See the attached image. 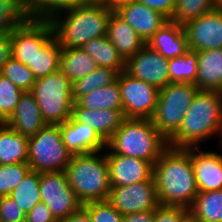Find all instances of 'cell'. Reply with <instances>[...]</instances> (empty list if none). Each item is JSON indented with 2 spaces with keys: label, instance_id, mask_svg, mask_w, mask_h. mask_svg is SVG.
<instances>
[{
  "label": "cell",
  "instance_id": "6da1fadb",
  "mask_svg": "<svg viewBox=\"0 0 222 222\" xmlns=\"http://www.w3.org/2000/svg\"><path fill=\"white\" fill-rule=\"evenodd\" d=\"M153 179L159 204L189 208L199 193L191 148L168 146L154 163Z\"/></svg>",
  "mask_w": 222,
  "mask_h": 222
},
{
  "label": "cell",
  "instance_id": "7a4b0ae2",
  "mask_svg": "<svg viewBox=\"0 0 222 222\" xmlns=\"http://www.w3.org/2000/svg\"><path fill=\"white\" fill-rule=\"evenodd\" d=\"M222 139V92L198 90L178 131L168 140L173 148L200 147L212 138Z\"/></svg>",
  "mask_w": 222,
  "mask_h": 222
},
{
  "label": "cell",
  "instance_id": "3957f363",
  "mask_svg": "<svg viewBox=\"0 0 222 222\" xmlns=\"http://www.w3.org/2000/svg\"><path fill=\"white\" fill-rule=\"evenodd\" d=\"M112 12L106 4L76 5L50 20L54 37L62 48H81L92 39L107 36V23Z\"/></svg>",
  "mask_w": 222,
  "mask_h": 222
},
{
  "label": "cell",
  "instance_id": "277c9868",
  "mask_svg": "<svg viewBox=\"0 0 222 222\" xmlns=\"http://www.w3.org/2000/svg\"><path fill=\"white\" fill-rule=\"evenodd\" d=\"M168 147V140L155 128L151 119L126 118L106 141V150L139 158L153 165Z\"/></svg>",
  "mask_w": 222,
  "mask_h": 222
},
{
  "label": "cell",
  "instance_id": "5b68a950",
  "mask_svg": "<svg viewBox=\"0 0 222 222\" xmlns=\"http://www.w3.org/2000/svg\"><path fill=\"white\" fill-rule=\"evenodd\" d=\"M101 152L72 155L65 169L68 183L82 204L108 199L109 167L105 151Z\"/></svg>",
  "mask_w": 222,
  "mask_h": 222
},
{
  "label": "cell",
  "instance_id": "8992f818",
  "mask_svg": "<svg viewBox=\"0 0 222 222\" xmlns=\"http://www.w3.org/2000/svg\"><path fill=\"white\" fill-rule=\"evenodd\" d=\"M46 124L59 125L72 116V82L59 69L36 79L30 91Z\"/></svg>",
  "mask_w": 222,
  "mask_h": 222
},
{
  "label": "cell",
  "instance_id": "52a82bcc",
  "mask_svg": "<svg viewBox=\"0 0 222 222\" xmlns=\"http://www.w3.org/2000/svg\"><path fill=\"white\" fill-rule=\"evenodd\" d=\"M198 92L194 83H169L159 90L157 106L151 121L169 140L180 128L193 98Z\"/></svg>",
  "mask_w": 222,
  "mask_h": 222
},
{
  "label": "cell",
  "instance_id": "ba28073f",
  "mask_svg": "<svg viewBox=\"0 0 222 222\" xmlns=\"http://www.w3.org/2000/svg\"><path fill=\"white\" fill-rule=\"evenodd\" d=\"M71 157L63 143L59 125L46 124L28 138V164L32 171L65 172Z\"/></svg>",
  "mask_w": 222,
  "mask_h": 222
},
{
  "label": "cell",
  "instance_id": "9c48e42d",
  "mask_svg": "<svg viewBox=\"0 0 222 222\" xmlns=\"http://www.w3.org/2000/svg\"><path fill=\"white\" fill-rule=\"evenodd\" d=\"M117 81L125 118L151 119L156 110L159 89L126 71L119 73Z\"/></svg>",
  "mask_w": 222,
  "mask_h": 222
},
{
  "label": "cell",
  "instance_id": "30bf717a",
  "mask_svg": "<svg viewBox=\"0 0 222 222\" xmlns=\"http://www.w3.org/2000/svg\"><path fill=\"white\" fill-rule=\"evenodd\" d=\"M39 187L41 201L57 221L65 219L83 206L70 187L65 172H41Z\"/></svg>",
  "mask_w": 222,
  "mask_h": 222
},
{
  "label": "cell",
  "instance_id": "8fae6325",
  "mask_svg": "<svg viewBox=\"0 0 222 222\" xmlns=\"http://www.w3.org/2000/svg\"><path fill=\"white\" fill-rule=\"evenodd\" d=\"M10 37L12 57L28 67L37 52L54 37V32L50 21L29 19L17 26Z\"/></svg>",
  "mask_w": 222,
  "mask_h": 222
},
{
  "label": "cell",
  "instance_id": "7c38bea8",
  "mask_svg": "<svg viewBox=\"0 0 222 222\" xmlns=\"http://www.w3.org/2000/svg\"><path fill=\"white\" fill-rule=\"evenodd\" d=\"M107 201L121 215L154 210L159 205L154 180L111 186Z\"/></svg>",
  "mask_w": 222,
  "mask_h": 222
},
{
  "label": "cell",
  "instance_id": "4fadbf2b",
  "mask_svg": "<svg viewBox=\"0 0 222 222\" xmlns=\"http://www.w3.org/2000/svg\"><path fill=\"white\" fill-rule=\"evenodd\" d=\"M191 51L222 48V10L217 8L183 25Z\"/></svg>",
  "mask_w": 222,
  "mask_h": 222
},
{
  "label": "cell",
  "instance_id": "5bb4252c",
  "mask_svg": "<svg viewBox=\"0 0 222 222\" xmlns=\"http://www.w3.org/2000/svg\"><path fill=\"white\" fill-rule=\"evenodd\" d=\"M125 71L159 90L170 83L168 60L147 44L126 61Z\"/></svg>",
  "mask_w": 222,
  "mask_h": 222
},
{
  "label": "cell",
  "instance_id": "9a60e30c",
  "mask_svg": "<svg viewBox=\"0 0 222 222\" xmlns=\"http://www.w3.org/2000/svg\"><path fill=\"white\" fill-rule=\"evenodd\" d=\"M109 167L110 186H127L137 182L154 180L153 164L149 161L125 155L105 152Z\"/></svg>",
  "mask_w": 222,
  "mask_h": 222
},
{
  "label": "cell",
  "instance_id": "2e32d148",
  "mask_svg": "<svg viewBox=\"0 0 222 222\" xmlns=\"http://www.w3.org/2000/svg\"><path fill=\"white\" fill-rule=\"evenodd\" d=\"M59 126L63 143L72 155L106 151V141L91 126L72 116Z\"/></svg>",
  "mask_w": 222,
  "mask_h": 222
},
{
  "label": "cell",
  "instance_id": "e0dca14e",
  "mask_svg": "<svg viewBox=\"0 0 222 222\" xmlns=\"http://www.w3.org/2000/svg\"><path fill=\"white\" fill-rule=\"evenodd\" d=\"M114 12L127 22L145 43L169 21L159 11L151 9L138 1L125 4Z\"/></svg>",
  "mask_w": 222,
  "mask_h": 222
},
{
  "label": "cell",
  "instance_id": "ac0fdd59",
  "mask_svg": "<svg viewBox=\"0 0 222 222\" xmlns=\"http://www.w3.org/2000/svg\"><path fill=\"white\" fill-rule=\"evenodd\" d=\"M191 160L199 192L222 190V154L191 147Z\"/></svg>",
  "mask_w": 222,
  "mask_h": 222
},
{
  "label": "cell",
  "instance_id": "d6986e66",
  "mask_svg": "<svg viewBox=\"0 0 222 222\" xmlns=\"http://www.w3.org/2000/svg\"><path fill=\"white\" fill-rule=\"evenodd\" d=\"M5 124L12 130L28 138L32 137L46 125L37 101L30 91L22 93L17 107Z\"/></svg>",
  "mask_w": 222,
  "mask_h": 222
},
{
  "label": "cell",
  "instance_id": "ffe728a7",
  "mask_svg": "<svg viewBox=\"0 0 222 222\" xmlns=\"http://www.w3.org/2000/svg\"><path fill=\"white\" fill-rule=\"evenodd\" d=\"M72 117L91 126L107 141L126 119L123 110L116 109H88L73 103Z\"/></svg>",
  "mask_w": 222,
  "mask_h": 222
},
{
  "label": "cell",
  "instance_id": "44dd1931",
  "mask_svg": "<svg viewBox=\"0 0 222 222\" xmlns=\"http://www.w3.org/2000/svg\"><path fill=\"white\" fill-rule=\"evenodd\" d=\"M165 59H173L189 51L183 25L168 21L146 43Z\"/></svg>",
  "mask_w": 222,
  "mask_h": 222
},
{
  "label": "cell",
  "instance_id": "7402d4cb",
  "mask_svg": "<svg viewBox=\"0 0 222 222\" xmlns=\"http://www.w3.org/2000/svg\"><path fill=\"white\" fill-rule=\"evenodd\" d=\"M107 38L114 44L125 61L146 45L136 31L114 11L108 19Z\"/></svg>",
  "mask_w": 222,
  "mask_h": 222
},
{
  "label": "cell",
  "instance_id": "603a6c76",
  "mask_svg": "<svg viewBox=\"0 0 222 222\" xmlns=\"http://www.w3.org/2000/svg\"><path fill=\"white\" fill-rule=\"evenodd\" d=\"M198 90L222 92V48L197 51Z\"/></svg>",
  "mask_w": 222,
  "mask_h": 222
},
{
  "label": "cell",
  "instance_id": "cb8c5ba5",
  "mask_svg": "<svg viewBox=\"0 0 222 222\" xmlns=\"http://www.w3.org/2000/svg\"><path fill=\"white\" fill-rule=\"evenodd\" d=\"M28 163V137L0 123V165Z\"/></svg>",
  "mask_w": 222,
  "mask_h": 222
},
{
  "label": "cell",
  "instance_id": "d4e9b609",
  "mask_svg": "<svg viewBox=\"0 0 222 222\" xmlns=\"http://www.w3.org/2000/svg\"><path fill=\"white\" fill-rule=\"evenodd\" d=\"M81 48L94 59L98 67L111 68L119 73L126 70V61L107 36L92 39Z\"/></svg>",
  "mask_w": 222,
  "mask_h": 222
},
{
  "label": "cell",
  "instance_id": "484cf974",
  "mask_svg": "<svg viewBox=\"0 0 222 222\" xmlns=\"http://www.w3.org/2000/svg\"><path fill=\"white\" fill-rule=\"evenodd\" d=\"M97 68L98 64L82 48H62L60 70L72 83Z\"/></svg>",
  "mask_w": 222,
  "mask_h": 222
},
{
  "label": "cell",
  "instance_id": "4316f807",
  "mask_svg": "<svg viewBox=\"0 0 222 222\" xmlns=\"http://www.w3.org/2000/svg\"><path fill=\"white\" fill-rule=\"evenodd\" d=\"M197 222H222V190L199 192L188 208Z\"/></svg>",
  "mask_w": 222,
  "mask_h": 222
},
{
  "label": "cell",
  "instance_id": "83f0119b",
  "mask_svg": "<svg viewBox=\"0 0 222 222\" xmlns=\"http://www.w3.org/2000/svg\"><path fill=\"white\" fill-rule=\"evenodd\" d=\"M78 106L88 109H116L123 110L121 89L118 81L97 88L90 93L81 96L76 102Z\"/></svg>",
  "mask_w": 222,
  "mask_h": 222
},
{
  "label": "cell",
  "instance_id": "f1b7e54d",
  "mask_svg": "<svg viewBox=\"0 0 222 222\" xmlns=\"http://www.w3.org/2000/svg\"><path fill=\"white\" fill-rule=\"evenodd\" d=\"M40 172L30 171L9 195L26 214L38 203L40 196Z\"/></svg>",
  "mask_w": 222,
  "mask_h": 222
},
{
  "label": "cell",
  "instance_id": "f546056e",
  "mask_svg": "<svg viewBox=\"0 0 222 222\" xmlns=\"http://www.w3.org/2000/svg\"><path fill=\"white\" fill-rule=\"evenodd\" d=\"M62 47L53 37L40 52H37L32 64L28 68L36 79L45 77L60 69Z\"/></svg>",
  "mask_w": 222,
  "mask_h": 222
},
{
  "label": "cell",
  "instance_id": "4dcf8cb0",
  "mask_svg": "<svg viewBox=\"0 0 222 222\" xmlns=\"http://www.w3.org/2000/svg\"><path fill=\"white\" fill-rule=\"evenodd\" d=\"M119 72L111 68L98 67L92 71L89 75L77 79L72 83V97L76 102L81 96H84L91 91L105 87L118 78Z\"/></svg>",
  "mask_w": 222,
  "mask_h": 222
},
{
  "label": "cell",
  "instance_id": "1f68e13d",
  "mask_svg": "<svg viewBox=\"0 0 222 222\" xmlns=\"http://www.w3.org/2000/svg\"><path fill=\"white\" fill-rule=\"evenodd\" d=\"M29 19L26 3L22 0H0V36L11 34Z\"/></svg>",
  "mask_w": 222,
  "mask_h": 222
},
{
  "label": "cell",
  "instance_id": "d6a6232c",
  "mask_svg": "<svg viewBox=\"0 0 222 222\" xmlns=\"http://www.w3.org/2000/svg\"><path fill=\"white\" fill-rule=\"evenodd\" d=\"M168 69L170 83L189 82L195 84L198 74L197 52L189 50L182 56L169 59Z\"/></svg>",
  "mask_w": 222,
  "mask_h": 222
},
{
  "label": "cell",
  "instance_id": "836d02e7",
  "mask_svg": "<svg viewBox=\"0 0 222 222\" xmlns=\"http://www.w3.org/2000/svg\"><path fill=\"white\" fill-rule=\"evenodd\" d=\"M81 3V0H29L26 9L31 20L50 21L59 13Z\"/></svg>",
  "mask_w": 222,
  "mask_h": 222
},
{
  "label": "cell",
  "instance_id": "e575fe53",
  "mask_svg": "<svg viewBox=\"0 0 222 222\" xmlns=\"http://www.w3.org/2000/svg\"><path fill=\"white\" fill-rule=\"evenodd\" d=\"M217 9L215 0H176L169 21L184 25L199 16Z\"/></svg>",
  "mask_w": 222,
  "mask_h": 222
},
{
  "label": "cell",
  "instance_id": "d590c367",
  "mask_svg": "<svg viewBox=\"0 0 222 222\" xmlns=\"http://www.w3.org/2000/svg\"><path fill=\"white\" fill-rule=\"evenodd\" d=\"M0 74L8 78L24 92L31 91L36 81L32 71L13 57L3 65Z\"/></svg>",
  "mask_w": 222,
  "mask_h": 222
},
{
  "label": "cell",
  "instance_id": "8d00e7d4",
  "mask_svg": "<svg viewBox=\"0 0 222 222\" xmlns=\"http://www.w3.org/2000/svg\"><path fill=\"white\" fill-rule=\"evenodd\" d=\"M23 92L0 74V123H5L11 117Z\"/></svg>",
  "mask_w": 222,
  "mask_h": 222
},
{
  "label": "cell",
  "instance_id": "74e56055",
  "mask_svg": "<svg viewBox=\"0 0 222 222\" xmlns=\"http://www.w3.org/2000/svg\"><path fill=\"white\" fill-rule=\"evenodd\" d=\"M30 171L28 163L0 165V197L9 196Z\"/></svg>",
  "mask_w": 222,
  "mask_h": 222
},
{
  "label": "cell",
  "instance_id": "f35d334b",
  "mask_svg": "<svg viewBox=\"0 0 222 222\" xmlns=\"http://www.w3.org/2000/svg\"><path fill=\"white\" fill-rule=\"evenodd\" d=\"M82 207L89 213L92 222H123V215L107 200L88 202Z\"/></svg>",
  "mask_w": 222,
  "mask_h": 222
},
{
  "label": "cell",
  "instance_id": "ab89813d",
  "mask_svg": "<svg viewBox=\"0 0 222 222\" xmlns=\"http://www.w3.org/2000/svg\"><path fill=\"white\" fill-rule=\"evenodd\" d=\"M189 217L188 208L161 205L154 209V222H184Z\"/></svg>",
  "mask_w": 222,
  "mask_h": 222
},
{
  "label": "cell",
  "instance_id": "60d3db41",
  "mask_svg": "<svg viewBox=\"0 0 222 222\" xmlns=\"http://www.w3.org/2000/svg\"><path fill=\"white\" fill-rule=\"evenodd\" d=\"M26 213L10 196L0 197V222H25Z\"/></svg>",
  "mask_w": 222,
  "mask_h": 222
},
{
  "label": "cell",
  "instance_id": "b9f144b4",
  "mask_svg": "<svg viewBox=\"0 0 222 222\" xmlns=\"http://www.w3.org/2000/svg\"><path fill=\"white\" fill-rule=\"evenodd\" d=\"M25 222H58L45 203L38 202L27 214Z\"/></svg>",
  "mask_w": 222,
  "mask_h": 222
},
{
  "label": "cell",
  "instance_id": "7bdbcfd3",
  "mask_svg": "<svg viewBox=\"0 0 222 222\" xmlns=\"http://www.w3.org/2000/svg\"><path fill=\"white\" fill-rule=\"evenodd\" d=\"M139 3L146 5L147 7L159 11L168 19L171 18L176 0H137Z\"/></svg>",
  "mask_w": 222,
  "mask_h": 222
},
{
  "label": "cell",
  "instance_id": "ee69618b",
  "mask_svg": "<svg viewBox=\"0 0 222 222\" xmlns=\"http://www.w3.org/2000/svg\"><path fill=\"white\" fill-rule=\"evenodd\" d=\"M12 57L10 34L0 36V72L3 65Z\"/></svg>",
  "mask_w": 222,
  "mask_h": 222
},
{
  "label": "cell",
  "instance_id": "f6af8a7d",
  "mask_svg": "<svg viewBox=\"0 0 222 222\" xmlns=\"http://www.w3.org/2000/svg\"><path fill=\"white\" fill-rule=\"evenodd\" d=\"M123 222H154V210L125 214Z\"/></svg>",
  "mask_w": 222,
  "mask_h": 222
},
{
  "label": "cell",
  "instance_id": "bcb514c9",
  "mask_svg": "<svg viewBox=\"0 0 222 222\" xmlns=\"http://www.w3.org/2000/svg\"><path fill=\"white\" fill-rule=\"evenodd\" d=\"M58 222H92L89 213L81 207L77 212H74L65 219L59 220Z\"/></svg>",
  "mask_w": 222,
  "mask_h": 222
},
{
  "label": "cell",
  "instance_id": "7dc6e473",
  "mask_svg": "<svg viewBox=\"0 0 222 222\" xmlns=\"http://www.w3.org/2000/svg\"><path fill=\"white\" fill-rule=\"evenodd\" d=\"M137 0H107L106 5L112 10L115 11L119 7L129 4Z\"/></svg>",
  "mask_w": 222,
  "mask_h": 222
},
{
  "label": "cell",
  "instance_id": "c3c4849f",
  "mask_svg": "<svg viewBox=\"0 0 222 222\" xmlns=\"http://www.w3.org/2000/svg\"><path fill=\"white\" fill-rule=\"evenodd\" d=\"M82 3L106 4L107 0H81Z\"/></svg>",
  "mask_w": 222,
  "mask_h": 222
},
{
  "label": "cell",
  "instance_id": "681fc988",
  "mask_svg": "<svg viewBox=\"0 0 222 222\" xmlns=\"http://www.w3.org/2000/svg\"><path fill=\"white\" fill-rule=\"evenodd\" d=\"M216 7L221 8L222 7V0H215Z\"/></svg>",
  "mask_w": 222,
  "mask_h": 222
},
{
  "label": "cell",
  "instance_id": "f907efd6",
  "mask_svg": "<svg viewBox=\"0 0 222 222\" xmlns=\"http://www.w3.org/2000/svg\"><path fill=\"white\" fill-rule=\"evenodd\" d=\"M184 222H197V221H194L193 219H191L190 217H188Z\"/></svg>",
  "mask_w": 222,
  "mask_h": 222
},
{
  "label": "cell",
  "instance_id": "816d5d0a",
  "mask_svg": "<svg viewBox=\"0 0 222 222\" xmlns=\"http://www.w3.org/2000/svg\"><path fill=\"white\" fill-rule=\"evenodd\" d=\"M23 2H25L26 4L29 2V0H22Z\"/></svg>",
  "mask_w": 222,
  "mask_h": 222
}]
</instances>
